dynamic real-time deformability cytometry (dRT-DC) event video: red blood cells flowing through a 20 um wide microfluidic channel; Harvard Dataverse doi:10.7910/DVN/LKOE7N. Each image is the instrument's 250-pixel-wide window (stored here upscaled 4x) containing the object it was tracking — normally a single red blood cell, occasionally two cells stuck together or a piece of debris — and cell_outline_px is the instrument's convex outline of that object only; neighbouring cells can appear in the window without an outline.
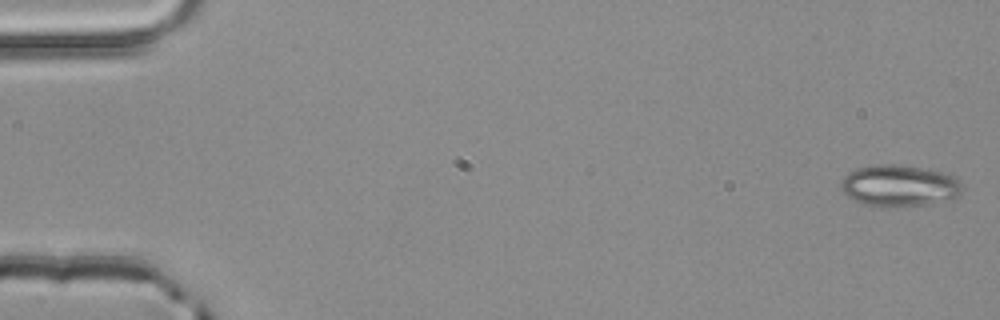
{"species": "common noctule bat (a hibernating species)", "species_latin": "Nyctalus noctula", "temperature_condition": "room temperature", "stored_images_in_passage": 3, "camera_frame_rate_fps": 3000, "um_per_image_px": 0.085, "animal": {"sex": "male", "body_mass_g": 20.4}, "frame": {"image": 1, "passage_image": 1, "time_ms": 0.0, "image_size_px": [1000, 320], "cell_outline_px": [[964, 188], [956, 196], [924, 204], [880, 208], [864, 204], [848, 196], [840, 188], [840, 184], [844, 176], [848, 172], [856, 168], [876, 164], [896, 164], [928, 168], [952, 176], [964, 184]], "centroid_in_image_um": [76.39, 15.77], "position_along_channel_um": 8.6, "area_um2": 29.3}}